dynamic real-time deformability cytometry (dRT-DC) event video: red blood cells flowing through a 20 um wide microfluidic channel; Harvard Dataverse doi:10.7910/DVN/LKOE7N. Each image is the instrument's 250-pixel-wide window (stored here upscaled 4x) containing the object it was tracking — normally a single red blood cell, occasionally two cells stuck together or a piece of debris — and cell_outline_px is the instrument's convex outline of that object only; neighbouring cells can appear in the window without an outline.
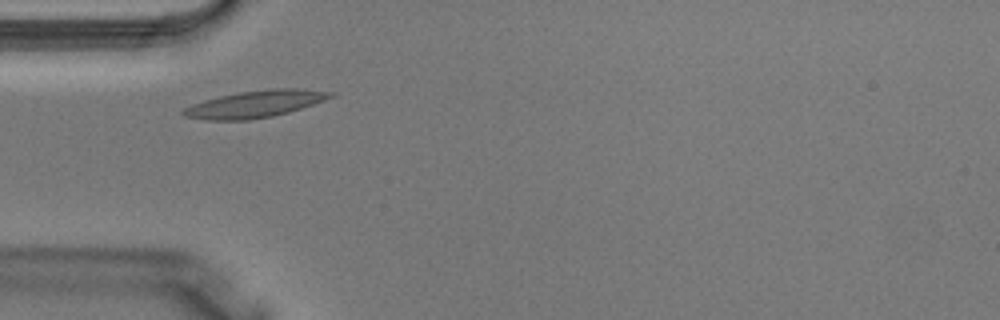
{"species": "Egyptian fruit bat (a non-hibernating species)", "species_latin": "Rousettus aegyptiacus", "temperature_condition": "warm", "stored_images_in_passage": 2, "camera_frame_rate_fps": 3000, "um_per_image_px": 0.085, "animal": {"sex": "male"}, "frame": {"image": 1, "passage_image": 2, "time_ms": 0.333, "image_size_px": [1000, 320], "cell_outline_px": [[336, 96], [288, 112], [272, 116], [248, 120], [208, 120], [184, 116], [180, 112], [184, 108], [192, 104], [204, 100], [220, 96], [240, 92], [272, 88], [296, 88], [336, 92]], "centroid_in_image_um": [21.69, 8.83], "position_along_channel_um": 63.3, "area_um2": 23.0}}